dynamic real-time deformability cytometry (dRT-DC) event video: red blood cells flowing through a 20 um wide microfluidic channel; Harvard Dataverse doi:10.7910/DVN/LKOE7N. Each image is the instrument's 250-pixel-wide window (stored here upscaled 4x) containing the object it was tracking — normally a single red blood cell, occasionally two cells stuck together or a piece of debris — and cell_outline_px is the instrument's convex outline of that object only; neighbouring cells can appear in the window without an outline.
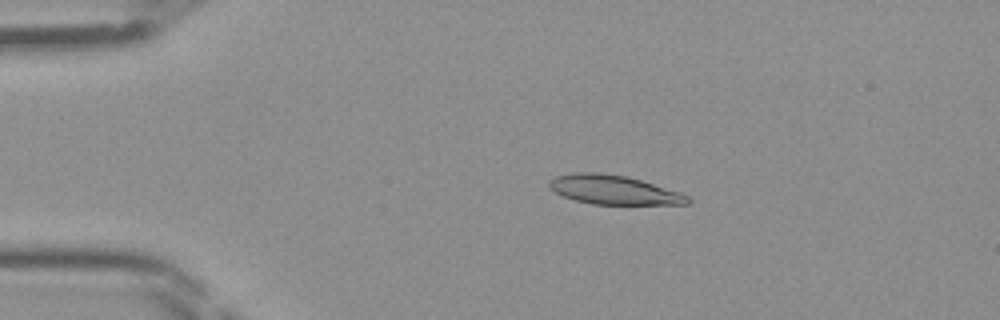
{"species": "Egyptian fruit bat (a non-hibernating species)", "species_latin": "Rousettus aegyptiacus", "temperature_condition": "room temperature", "stored_images_in_passage": 39, "camera_frame_rate_fps": 3000, "um_per_image_px": 0.085, "frame": {"image": 1, "passage_image": 2, "time_ms": 0.333, "image_size_px": [1000, 320], "cell_outline_px": [[692, 200], [688, 204], [592, 204], [576, 200], [564, 196], [548, 188], [548, 180], [556, 176], [572, 172], [600, 172], [628, 176], [680, 192], [688, 196]], "centroid_in_image_um": [52.14, 16.12], "position_along_channel_um": 32.9, "area_um2": 23.58}}
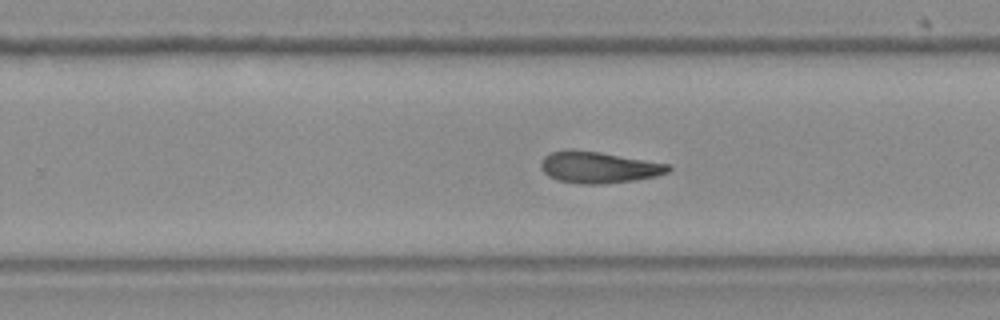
{"frame": {"image": 2, "passage_image": 22, "time_ms": 7.0, "image_size_px": [1000, 320], "cell_outline_px": [[672, 168], [668, 172], [656, 176], [632, 180], [604, 184], [580, 184], [556, 180], [548, 176], [540, 168], [540, 160], [544, 156], [552, 152], [564, 148], [572, 148], [600, 152], [668, 164]], "centroid_in_image_um": [50.8, 14.21], "position_along_channel_um": 279.0, "area_um2": 23.58}}
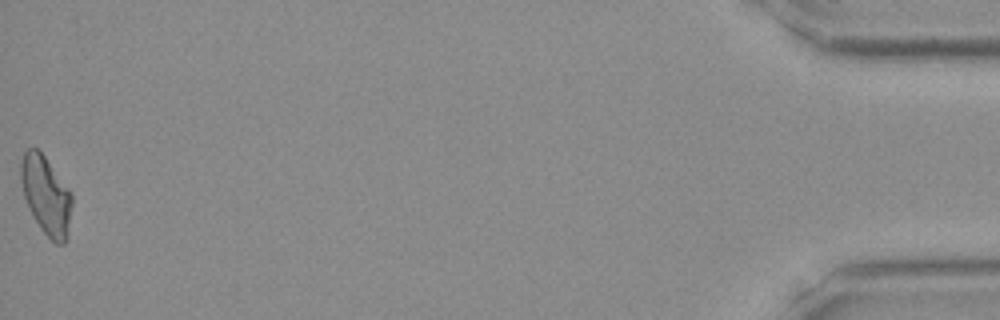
{"frame": {"image": 3, "passage_image": 39, "time_ms": 12.667, "image_size_px": [1000, 320], "cell_outline_px": [[72, 204], [68, 236], [64, 244], [56, 244], [40, 228], [24, 196], [20, 180], [20, 160], [24, 152], [28, 148], [36, 148], [44, 156], [72, 192]], "centroid_in_image_um": [3.93, 16.6], "position_along_channel_um": 431.3, "area_um2": 23.24}}